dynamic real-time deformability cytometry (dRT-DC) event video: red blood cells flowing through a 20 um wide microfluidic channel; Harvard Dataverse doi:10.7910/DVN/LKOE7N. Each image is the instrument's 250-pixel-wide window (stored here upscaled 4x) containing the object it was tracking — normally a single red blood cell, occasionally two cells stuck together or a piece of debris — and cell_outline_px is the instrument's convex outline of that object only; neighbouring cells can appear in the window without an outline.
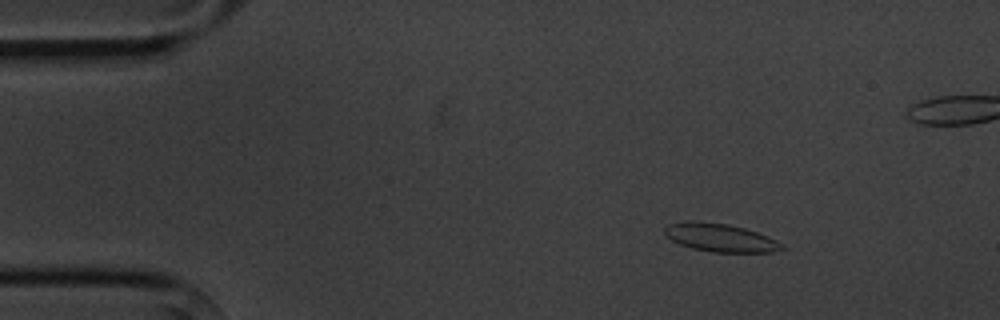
{"species": "common noctule bat (a hibernating species)", "species_latin": "Nyctalus noctula", "temperature_condition": "cold", "stored_images_in_passage": 5, "camera_frame_rate_fps": 3000, "um_per_image_px": 0.085, "animal": {"sex": "male", "body_mass_g": 20.1, "forearm_length_mm": 53.5}, "frame": {"image": 1, "passage_image": 2, "time_ms": 1.333, "image_size_px": [1000, 320], "cell_outline_px": [[784, 248], [772, 252], [712, 252], [692, 248], [680, 244], [664, 236], [664, 228], [668, 224], [688, 220], [728, 224], [744, 228], [768, 236], [784, 244]], "centroid_in_image_um": [61.19, 20.2], "position_along_channel_um": 23.8, "area_um2": 19.25}}